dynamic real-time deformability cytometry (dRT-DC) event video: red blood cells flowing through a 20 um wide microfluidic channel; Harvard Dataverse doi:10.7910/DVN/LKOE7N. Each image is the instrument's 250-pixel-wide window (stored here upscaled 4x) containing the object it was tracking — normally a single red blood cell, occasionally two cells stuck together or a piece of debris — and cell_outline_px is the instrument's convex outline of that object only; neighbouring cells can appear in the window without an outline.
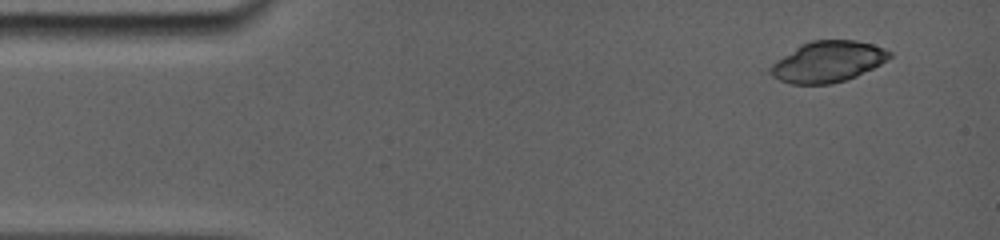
{"species": "common noctule bat (a hibernating species)", "species_latin": "Nyctalus noctula", "temperature_condition": "room temperature", "stored_images_in_passage": 3, "camera_frame_rate_fps": 5000, "um_per_image_px": 0.085, "animal": {"sex": "female", "body_mass_g": 19.0, "forearm_length_mm": 56.7}, "frame": {"image": 1, "passage_image": 1, "time_ms": 0.0, "image_size_px": [1000, 240], "cell_outline_px": [[892, 56], [888, 60], [856, 76], [832, 84], [792, 84], [780, 80], [772, 76], [768, 72], [768, 68], [776, 60], [800, 44], [812, 40], [856, 40], [872, 44], [884, 48], [892, 52]], "centroid_in_image_um": [70.35, 5.24], "position_along_channel_um": 14.7, "area_um2": 28.5}}